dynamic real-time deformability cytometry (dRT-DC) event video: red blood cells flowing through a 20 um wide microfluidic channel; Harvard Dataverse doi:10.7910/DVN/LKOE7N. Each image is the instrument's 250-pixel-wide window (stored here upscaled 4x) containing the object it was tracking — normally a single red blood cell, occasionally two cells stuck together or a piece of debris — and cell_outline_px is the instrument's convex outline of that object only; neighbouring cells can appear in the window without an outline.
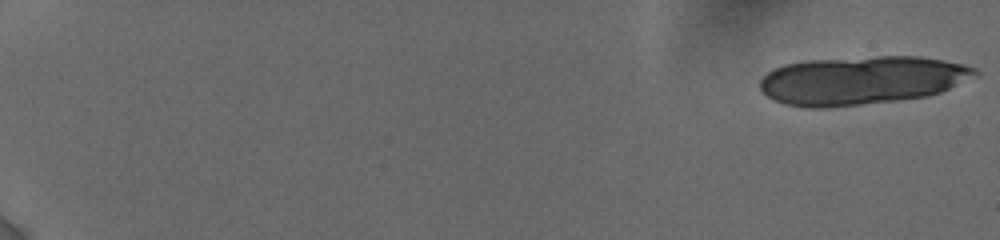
{"species": "human", "species_latin": "Homo sapiens", "temperature_condition": "cold", "stored_images_in_passage": 29, "camera_frame_rate_fps": 3000, "um_per_image_px": 0.085, "donor": {"sex": "female"}, "frame": {"image": 1, "passage_image": 1, "time_ms": 0.0, "image_size_px": [1000, 240], "cell_outline_px": [[980, 76], [940, 92], [928, 96], [896, 100], [824, 108], [808, 108], [784, 104], [772, 100], [760, 88], [760, 80], [768, 72], [784, 64], [804, 60], [876, 56], [920, 56], [944, 60], [964, 64], [976, 68], [980, 72]], "centroid_in_image_um": [73.28, 6.81], "position_along_channel_um": 11.7, "area_um2": 61.09}}